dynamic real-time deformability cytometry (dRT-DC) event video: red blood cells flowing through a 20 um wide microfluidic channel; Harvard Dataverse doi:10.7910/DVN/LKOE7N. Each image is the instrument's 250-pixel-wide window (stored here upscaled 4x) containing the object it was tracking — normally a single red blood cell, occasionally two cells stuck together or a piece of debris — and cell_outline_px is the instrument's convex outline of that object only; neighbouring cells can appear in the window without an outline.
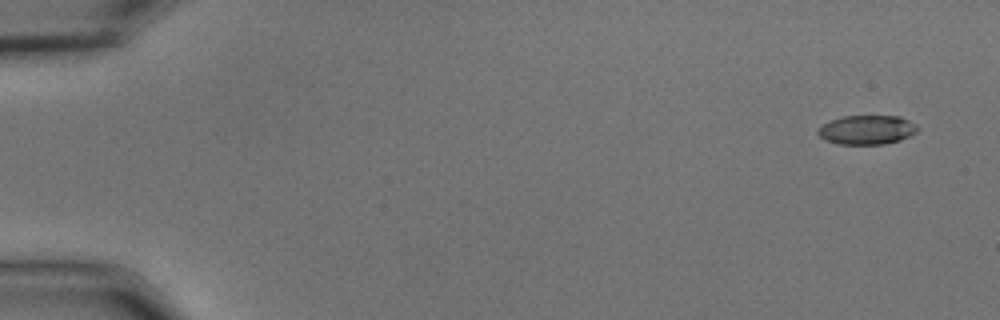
{"species": "common noctule bat (a hibernating species)", "species_latin": "Nyctalus noctula", "temperature_condition": "cold", "stored_images_in_passage": 54, "camera_frame_rate_fps": 3000, "um_per_image_px": 0.085, "animal": {"sex": "male", "body_mass_g": 15.6}, "frame": {"image": 1, "passage_image": 1, "time_ms": 0.0, "image_size_px": [1000, 320], "cell_outline_px": [[920, 128], [916, 132], [900, 140], [884, 144], [840, 144], [828, 140], [820, 136], [816, 132], [824, 124], [832, 120], [844, 116], [900, 116], [908, 120]], "centroid_in_image_um": [73.72, 11.03], "position_along_channel_um": 11.3, "area_um2": 16.65}}
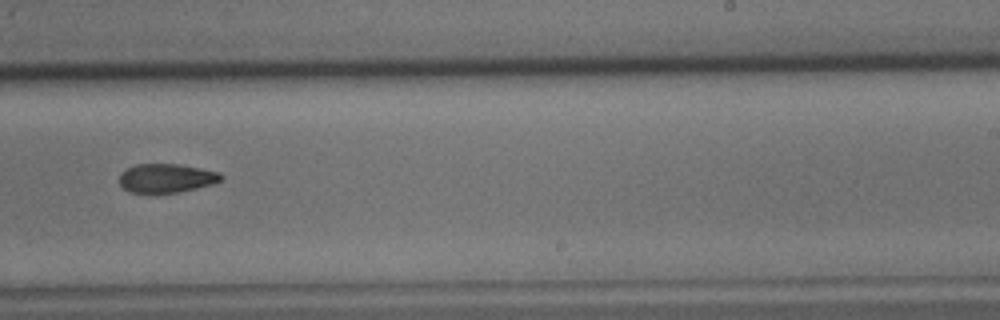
{"frame": {"image": 2, "passage_image": 34, "time_ms": 11.0, "image_size_px": [1000, 320], "cell_outline_px": [[224, 176], [220, 180], [212, 184], [196, 188], [176, 192], [128, 192], [120, 184], [120, 172], [136, 164], [180, 164], [220, 172]], "centroid_in_image_um": [14.14, 15.13], "position_along_channel_um": 274.9, "area_um2": 16.94}}
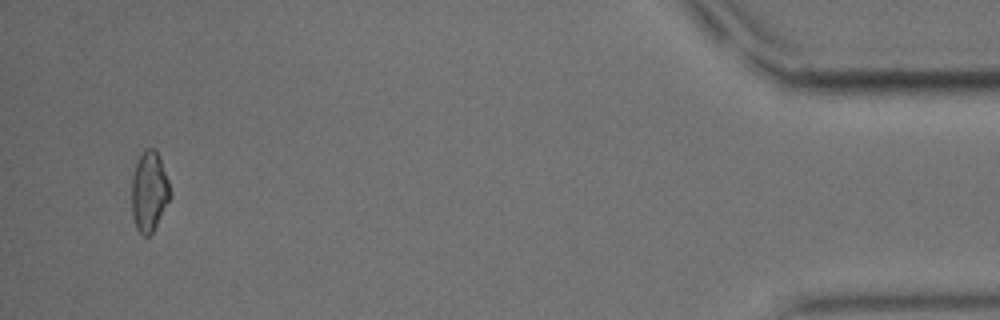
{"frame": {"image": 3, "passage_image": 52, "time_ms": 17.0, "image_size_px": [1000, 320], "cell_outline_px": [[172, 196], [152, 232], [148, 236], [144, 236], [136, 228], [132, 216], [132, 176], [136, 164], [144, 148], [156, 148], [168, 180], [172, 192]], "centroid_in_image_um": [12.69, 16.26], "position_along_channel_um": 422.5, "area_um2": 17.98}, "authors_computed_cell_mechanics": {"area_um2": 17.918, "velocity_mm_per_s": 3.6502, "shape_relaxation_time_tau1_ms": 6.191, "shape_relaxation_time_tau2_ms": null, "deformation_change_tau1": 0.1393, "deformation_change_tau2": null}}